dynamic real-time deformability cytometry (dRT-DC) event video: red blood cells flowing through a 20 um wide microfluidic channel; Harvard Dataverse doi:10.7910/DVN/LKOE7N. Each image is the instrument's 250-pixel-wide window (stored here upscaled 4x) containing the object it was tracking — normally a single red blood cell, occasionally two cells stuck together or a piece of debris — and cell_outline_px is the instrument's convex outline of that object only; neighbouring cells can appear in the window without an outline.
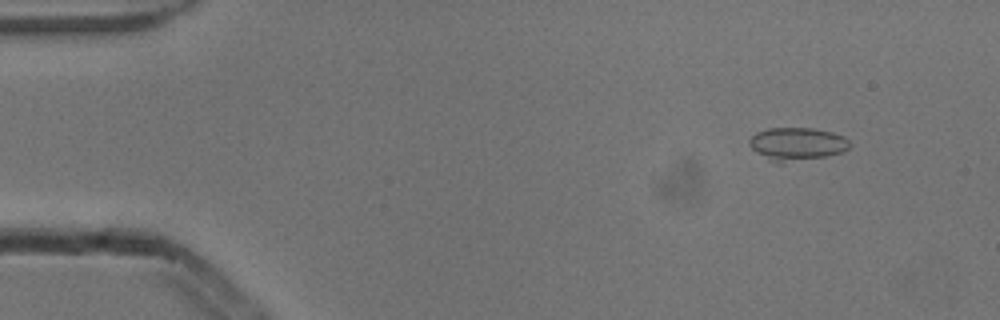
{"species": "common noctule bat (a hibernating species)", "species_latin": "Nyctalus noctula", "temperature_condition": "cold", "stored_images_in_passage": 8, "camera_frame_rate_fps": 3000, "um_per_image_px": 0.085, "animal": {"sex": "male", "body_mass_g": 13.3}, "frame": {"image": 1, "passage_image": 2, "time_ms": 0.333, "image_size_px": [1000, 320], "cell_outline_px": [[848, 148], [844, 152], [784, 164], [776, 164], [768, 160], [756, 152], [748, 144], [748, 140], [756, 132], [768, 128], [812, 128], [832, 132], [844, 136], [848, 140]], "centroid_in_image_um": [67.7, 12.25], "position_along_channel_um": 17.3, "area_um2": 19.54}}
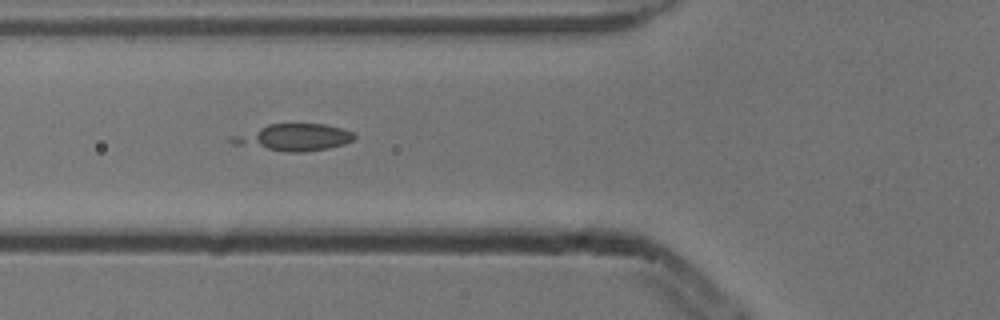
{"frame": {"image": 2, "passage_image": 6, "time_ms": 1.667, "image_size_px": [1000, 320], "cell_outline_px": [[356, 136], [352, 140], [344, 144], [328, 148], [304, 152], [288, 152], [232, 144], [228, 140], [228, 136], [268, 124], [324, 124], [340, 128], [352, 132]], "centroid_in_image_um": [24.9, 11.68], "position_along_channel_um": 100.9, "area_um2": 19.19}}
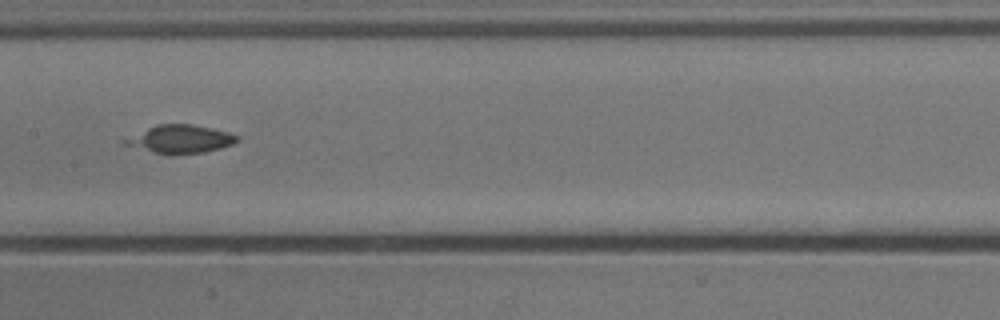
{"frame": {"image": 3, "passage_image": 8, "time_ms": 2.333, "image_size_px": [1000, 320], "cell_outline_px": [[240, 140], [232, 144], [220, 148], [204, 152], [152, 152], [124, 144], [120, 140], [156, 124], [192, 124], [228, 132], [240, 136]], "centroid_in_image_um": [15.32, 11.79], "position_along_channel_um": 192.1, "area_um2": 17.86}}